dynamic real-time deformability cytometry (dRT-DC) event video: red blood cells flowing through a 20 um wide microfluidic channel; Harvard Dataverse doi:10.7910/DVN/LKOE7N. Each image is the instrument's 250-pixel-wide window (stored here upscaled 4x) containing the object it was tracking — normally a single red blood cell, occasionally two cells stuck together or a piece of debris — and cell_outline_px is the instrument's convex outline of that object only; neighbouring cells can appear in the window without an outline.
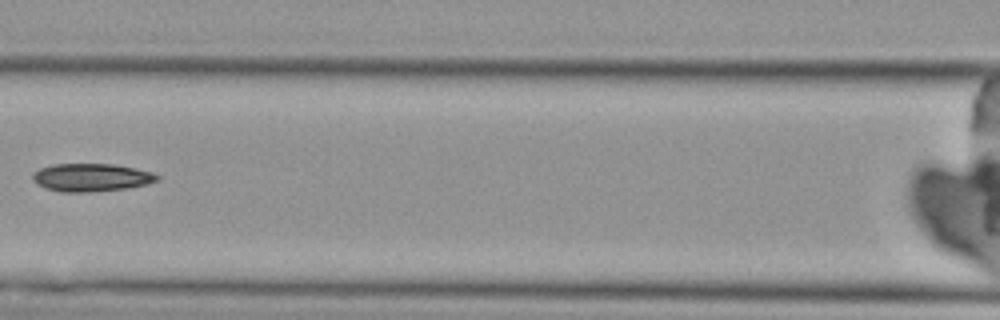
{"species": "Egyptian fruit bat (a non-hibernating species)", "species_latin": "Rousettus aegyptiacus", "temperature_condition": "cold", "stored_images_in_passage": 6, "camera_frame_rate_fps": 3000, "um_per_image_px": 0.085, "animal": {"sex": "female"}, "frame": {"image": 1, "passage_image": 5, "time_ms": 5.667, "image_size_px": [1000, 320], "cell_outline_px": [[160, 180], [148, 184], [128, 188], [88, 192], [60, 192], [36, 184], [32, 180], [32, 172], [40, 168], [52, 164], [112, 164], [136, 168], [152, 172], [160, 176]], "centroid_in_image_um": [7.77, 15.08], "position_along_channel_um": 158.8, "area_um2": 20.46}}
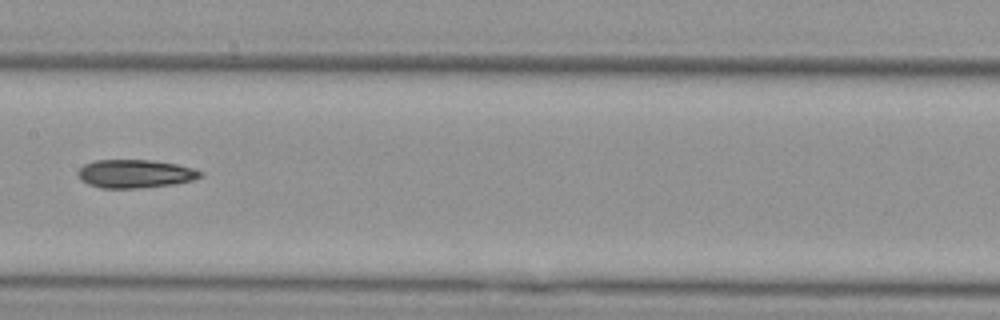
{"frame": {"image": 2, "passage_image": 6, "time_ms": 6.667, "image_size_px": [1000, 320], "cell_outline_px": [[204, 176], [192, 180], [172, 184], [132, 188], [100, 188], [88, 184], [76, 172], [84, 164], [96, 160], [152, 160], [176, 164], [192, 168], [204, 172]], "centroid_in_image_um": [11.5, 14.76], "position_along_channel_um": 195.9, "area_um2": 20.0}}